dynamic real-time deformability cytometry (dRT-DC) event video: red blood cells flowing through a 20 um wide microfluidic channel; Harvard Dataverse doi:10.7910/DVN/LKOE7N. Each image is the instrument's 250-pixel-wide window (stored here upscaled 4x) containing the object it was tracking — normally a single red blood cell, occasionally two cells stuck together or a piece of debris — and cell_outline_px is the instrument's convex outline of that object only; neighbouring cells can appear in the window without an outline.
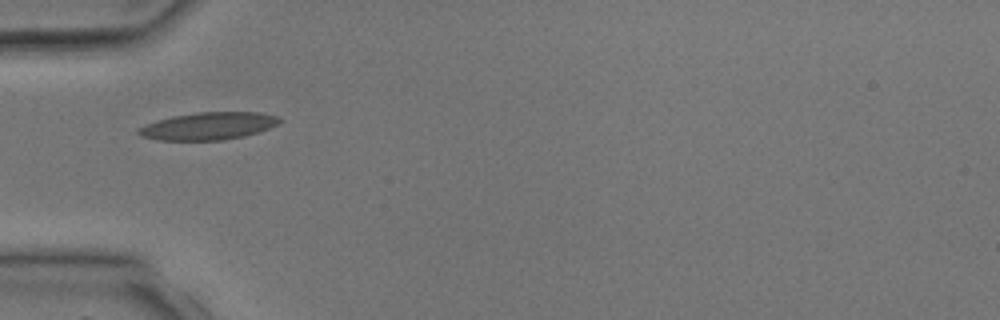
{"species": "common noctule bat (a hibernating species)", "species_latin": "Nyctalus noctula", "temperature_condition": "room temperature", "stored_images_in_passage": 1, "camera_frame_rate_fps": 3000, "um_per_image_px": 0.085, "animal": {"sex": "male", "body_mass_g": 17.9, "forearm_length_mm": 54.2}, "frame": {"image": 1, "passage_image": 1, "time_ms": 0.0, "image_size_px": [1000, 320], "cell_outline_px": [[284, 120], [280, 124], [260, 132], [244, 136], [224, 140], [156, 140], [140, 136], [136, 132], [136, 128], [144, 124], [172, 116], [200, 112], [260, 112], [276, 116]], "centroid_in_image_um": [17.72, 10.71], "position_along_channel_um": 67.3, "area_um2": 22.89}}